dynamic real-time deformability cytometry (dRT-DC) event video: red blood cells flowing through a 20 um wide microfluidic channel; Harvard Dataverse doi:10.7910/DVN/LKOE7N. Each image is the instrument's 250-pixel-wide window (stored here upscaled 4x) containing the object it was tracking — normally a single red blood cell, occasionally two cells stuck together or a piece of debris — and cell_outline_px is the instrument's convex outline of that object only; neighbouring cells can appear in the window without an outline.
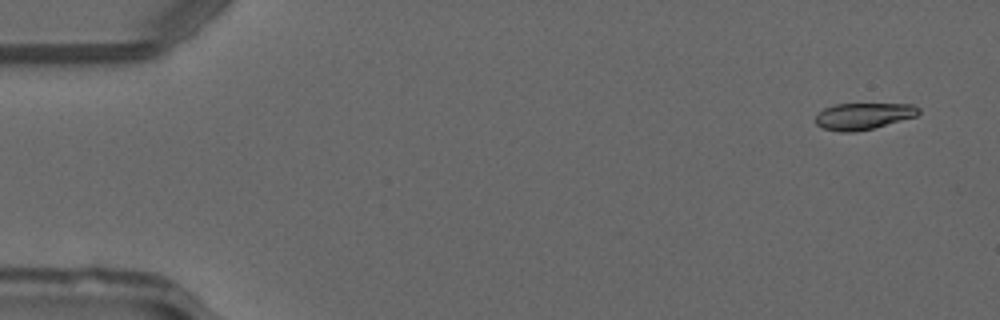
{"species": "common noctule bat (a hibernating species)", "species_latin": "Nyctalus noctula", "temperature_condition": "warm", "stored_images_in_passage": 12, "camera_frame_rate_fps": 3000, "um_per_image_px": 0.085, "animal": {"sex": "male", "forearm_length_mm": 52.5}, "frame": {"image": 1, "passage_image": 3, "time_ms": 0.667, "image_size_px": [1000, 320], "cell_outline_px": [[920, 112], [916, 116], [872, 128], [852, 132], [840, 132], [824, 128], [816, 124], [816, 116], [824, 108], [836, 104], [912, 104], [920, 108]], "centroid_in_image_um": [73.39, 9.86], "position_along_channel_um": 11.6, "area_um2": 15.72}}